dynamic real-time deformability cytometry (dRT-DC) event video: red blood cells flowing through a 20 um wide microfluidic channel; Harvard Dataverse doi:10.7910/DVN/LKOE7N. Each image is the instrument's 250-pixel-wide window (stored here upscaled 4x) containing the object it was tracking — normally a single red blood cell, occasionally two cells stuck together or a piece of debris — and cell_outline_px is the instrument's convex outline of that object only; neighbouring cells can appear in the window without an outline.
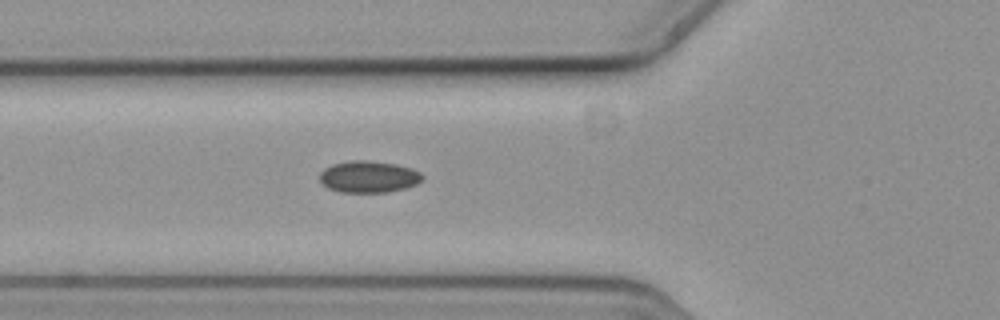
{"species": "common noctule bat (a hibernating species)", "species_latin": "Nyctalus noctula", "temperature_condition": "cold", "stored_images_in_passage": 3, "camera_frame_rate_fps": 3000, "um_per_image_px": 0.085, "animal": {"sex": "female", "body_mass_g": 19.3, "forearm_length_mm": 54.1}, "frame": {"image": 1, "passage_image": 3, "time_ms": 0.667, "image_size_px": [1000, 320], "cell_outline_px": [[424, 176], [416, 184], [404, 188], [388, 192], [340, 192], [328, 188], [320, 180], [320, 172], [324, 168], [332, 164], [348, 160], [364, 160], [396, 164], [412, 168], [420, 172]], "centroid_in_image_um": [31.32, 15.01], "position_along_channel_um": 94.5, "area_um2": 18.96}}